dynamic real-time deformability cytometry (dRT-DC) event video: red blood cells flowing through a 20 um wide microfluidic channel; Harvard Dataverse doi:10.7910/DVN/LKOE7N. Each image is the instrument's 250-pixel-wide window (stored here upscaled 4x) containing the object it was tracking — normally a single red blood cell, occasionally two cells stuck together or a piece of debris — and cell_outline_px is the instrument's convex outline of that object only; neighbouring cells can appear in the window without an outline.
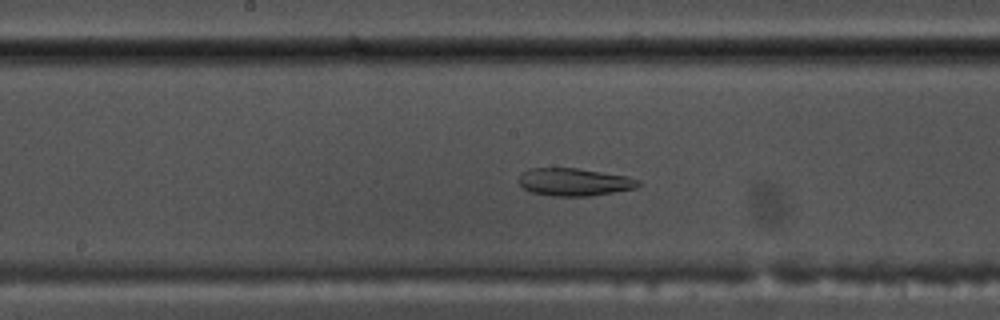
{"species": "common noctule bat (a hibernating species)", "species_latin": "Nyctalus noctula", "temperature_condition": "warm", "stored_images_in_passage": 45, "camera_frame_rate_fps": 3000, "um_per_image_px": 0.085, "animal": {"sex": "male", "body_mass_g": 17.5, "forearm_length_mm": 52.3}, "frame": {"image": 1, "passage_image": 18, "time_ms": 5.667, "image_size_px": [1000, 320], "cell_outline_px": [[640, 184], [636, 188], [592, 196], [552, 196], [532, 192], [524, 188], [516, 180], [520, 172], [528, 168], [576, 168], [628, 176], [640, 180]], "centroid_in_image_um": [48.78, 15.46], "position_along_channel_um": 199.4, "area_um2": 19.48}}
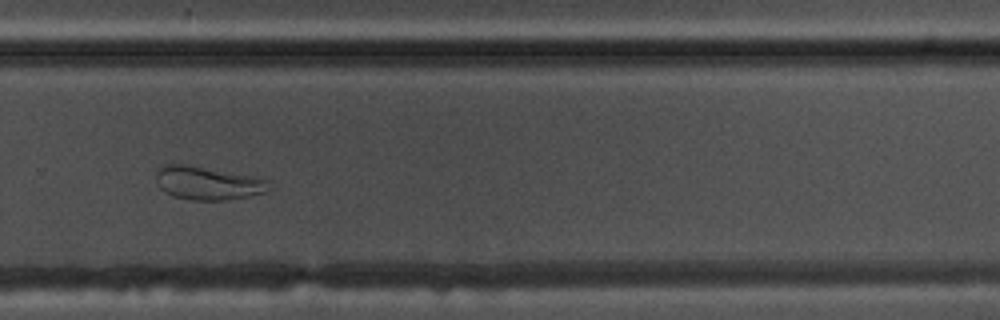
{"frame": {"image": 2, "passage_image": 27, "time_ms": 8.667, "image_size_px": [1000, 320], "cell_outline_px": [[272, 188], [264, 192], [248, 196], [224, 200], [192, 200], [172, 196], [164, 192], [160, 188], [156, 180], [156, 172], [160, 168], [168, 164], [188, 164], [256, 176], [268, 180]], "centroid_in_image_um": [17.67, 15.55], "position_along_channel_um": 312.1, "area_um2": 22.14}}
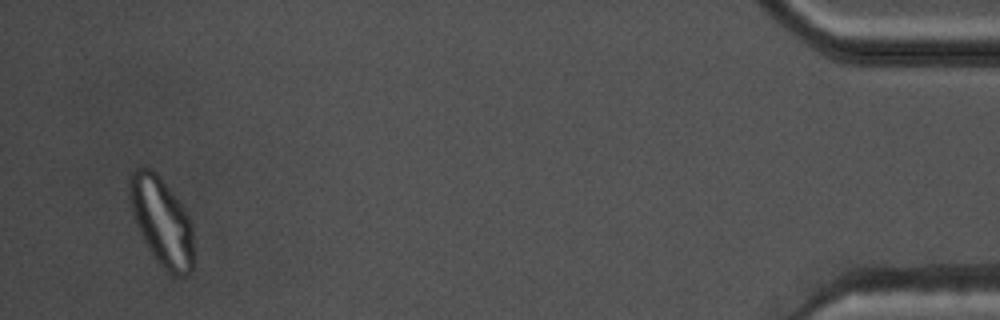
{"frame": {"image": 3, "passage_image": 42, "time_ms": 13.667, "image_size_px": [1000, 320], "cell_outline_px": [[192, 272], [188, 276], [172, 276], [156, 260], [148, 248], [136, 224], [132, 212], [128, 196], [128, 176], [136, 168], [144, 164], [152, 168], [160, 176], [184, 208], [192, 224]], "centroid_in_image_um": [13.71, 18.78], "position_along_channel_um": 421.5, "area_um2": 33.29}, "authors_computed_cell_mechanics": {"area_um2": 25.8944, "velocity_mm_per_s": 3.7675, "shape_relaxation_time_tau1_ms": null, "shape_relaxation_time_tau2_ms": 3.0848, "deformation_change_tau1": null, "deformation_change_tau2": 0.0729}}